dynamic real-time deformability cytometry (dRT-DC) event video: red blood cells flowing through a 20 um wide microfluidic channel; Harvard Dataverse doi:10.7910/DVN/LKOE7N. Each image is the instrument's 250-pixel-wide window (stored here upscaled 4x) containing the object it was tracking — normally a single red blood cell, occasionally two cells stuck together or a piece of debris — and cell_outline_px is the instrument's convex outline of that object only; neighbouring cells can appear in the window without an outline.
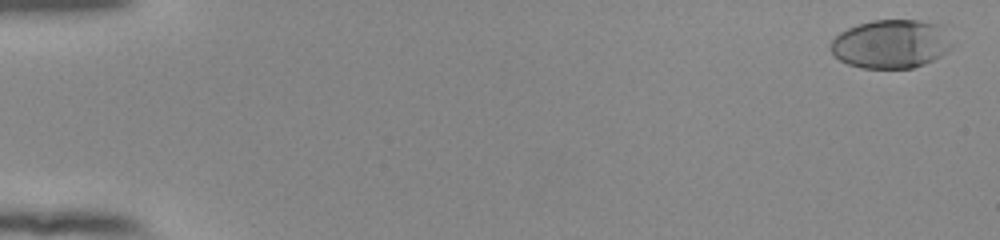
{"species": "human", "species_latin": "Homo sapiens", "temperature_condition": "room temperature", "stored_images_in_passage": 55, "camera_frame_rate_fps": 3000, "um_per_image_px": 0.085, "donor": {"sex": "female"}, "frame": {"image": 1, "passage_image": 2, "time_ms": 0.333, "image_size_px": [1000, 240], "cell_outline_px": [[952, 48], [940, 56], [924, 64], [912, 68], [860, 68], [848, 64], [840, 60], [828, 48], [832, 40], [840, 32], [848, 28], [872, 20], [916, 20], [944, 24]], "centroid_in_image_um": [75.74, 3.73], "position_along_channel_um": 9.3, "area_um2": 34.56}}
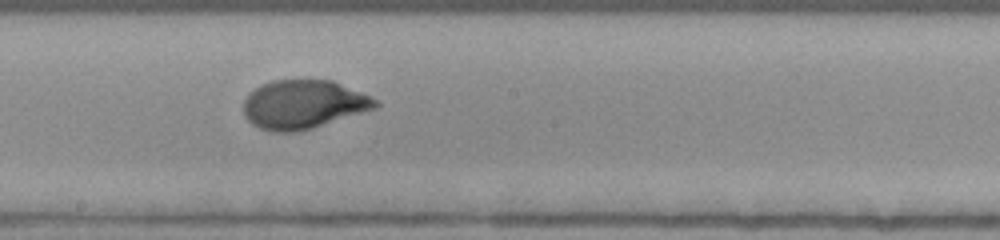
{"frame": {"image": 2, "passage_image": 32, "time_ms": 10.333, "image_size_px": [1000, 240], "cell_outline_px": [[380, 104], [376, 108], [312, 128], [296, 132], [276, 132], [260, 128], [252, 124], [244, 116], [244, 100], [260, 84], [272, 80], [308, 76], [332, 80], [360, 92], [376, 100]], "centroid_in_image_um": [25.77, 8.83], "position_along_channel_um": 222.4, "area_um2": 37.97}}
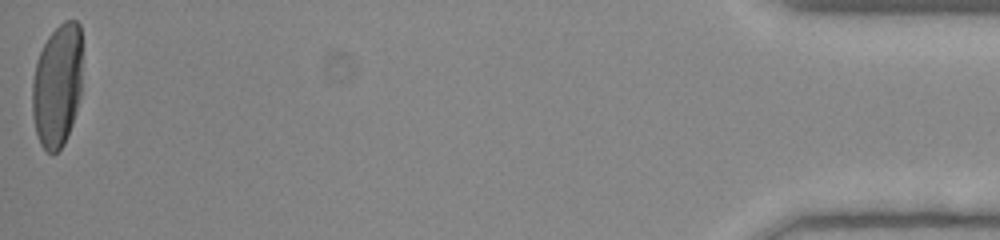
{"frame": {"image": 3, "passage_image": 55, "time_ms": 18.0, "image_size_px": [1000, 240], "cell_outline_px": [[80, 96], [76, 112], [72, 124], [64, 144], [56, 152], [48, 152], [40, 144], [36, 132], [32, 116], [32, 80], [36, 60], [48, 36], [64, 20], [76, 20], [80, 24]], "centroid_in_image_um": [4.84, 7.27], "position_along_channel_um": 430.4, "area_um2": 35.84}, "authors_computed_cell_mechanics": {"area_um2": 36.0672, "velocity_mm_per_s": 3.8533, "shape_relaxation_time_tau1_ms": 3.7639, "shape_relaxation_time_tau2_ms": null, "deformation_change_tau1": 0.2112, "deformation_change_tau2": null}}